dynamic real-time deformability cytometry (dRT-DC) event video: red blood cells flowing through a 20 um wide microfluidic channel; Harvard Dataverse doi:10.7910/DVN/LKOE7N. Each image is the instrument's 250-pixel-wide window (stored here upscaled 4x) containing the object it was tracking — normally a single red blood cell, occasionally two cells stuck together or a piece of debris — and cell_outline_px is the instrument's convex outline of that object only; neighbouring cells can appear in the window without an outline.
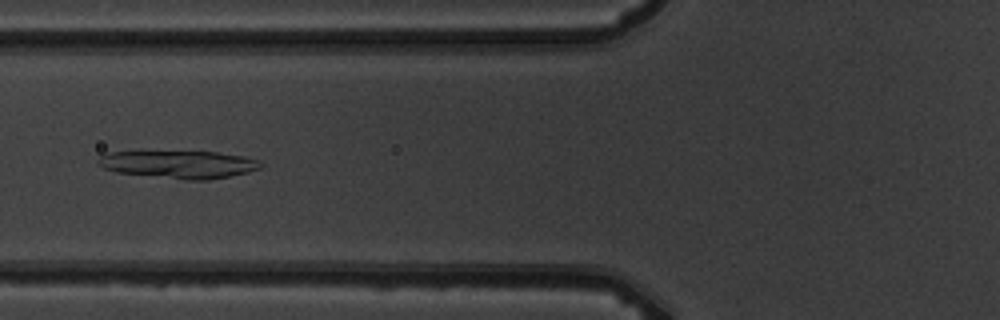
{"species": "common noctule bat (a hibernating species)", "species_latin": "Nyctalus noctula", "temperature_condition": "warm", "stored_images_in_passage": 8, "camera_frame_rate_fps": 3000, "um_per_image_px": 0.085, "animal": {"sex": "male", "body_mass_g": 19.5, "forearm_length_mm": 54.6}, "frame": {"image": 1, "passage_image": 5, "time_ms": 5.667, "image_size_px": [1000, 320], "cell_outline_px": [[264, 164], [260, 168], [248, 172], [208, 180], [188, 180], [116, 172], [104, 168], [96, 164], [96, 160], [100, 156], [112, 152], [216, 152], [244, 156], [260, 160]], "centroid_in_image_um": [15.23, 13.98], "position_along_channel_um": 110.6, "area_um2": 26.07}}
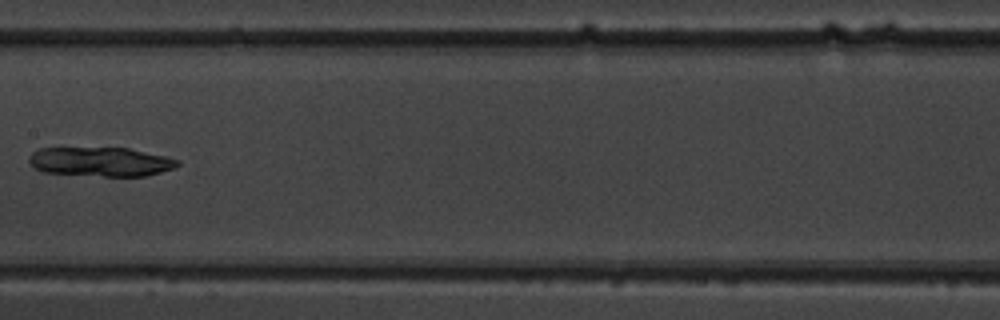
{"frame": {"image": 2, "passage_image": 7, "time_ms": 8.0, "image_size_px": [1000, 320], "cell_outline_px": [[180, 164], [172, 168], [160, 172], [144, 176], [104, 176], [44, 172], [36, 168], [28, 160], [28, 156], [32, 152], [40, 148], [128, 148], [164, 156], [180, 160]], "centroid_in_image_um": [8.54, 13.74], "position_along_channel_um": 198.9, "area_um2": 25.03}}
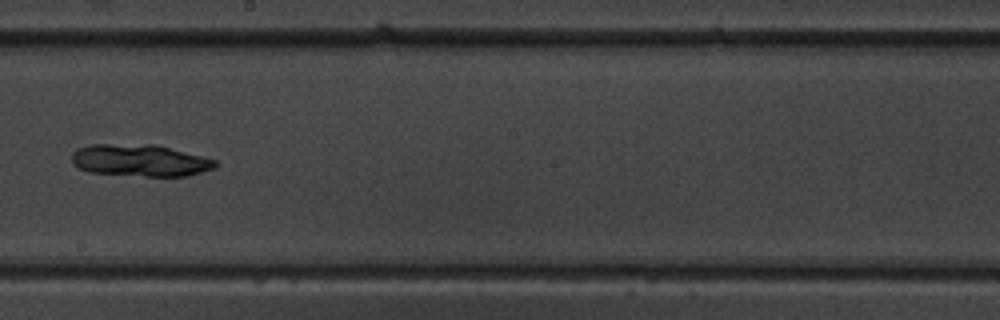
{"frame": {"image": 3, "passage_image": 8, "time_ms": 9.0, "image_size_px": [1000, 320], "cell_outline_px": [[220, 164], [216, 168], [188, 176], [144, 176], [88, 172], [72, 164], [72, 152], [76, 148], [88, 144], [156, 144], [216, 160]], "centroid_in_image_um": [11.9, 13.63], "position_along_channel_um": 236.3, "area_um2": 27.05}}